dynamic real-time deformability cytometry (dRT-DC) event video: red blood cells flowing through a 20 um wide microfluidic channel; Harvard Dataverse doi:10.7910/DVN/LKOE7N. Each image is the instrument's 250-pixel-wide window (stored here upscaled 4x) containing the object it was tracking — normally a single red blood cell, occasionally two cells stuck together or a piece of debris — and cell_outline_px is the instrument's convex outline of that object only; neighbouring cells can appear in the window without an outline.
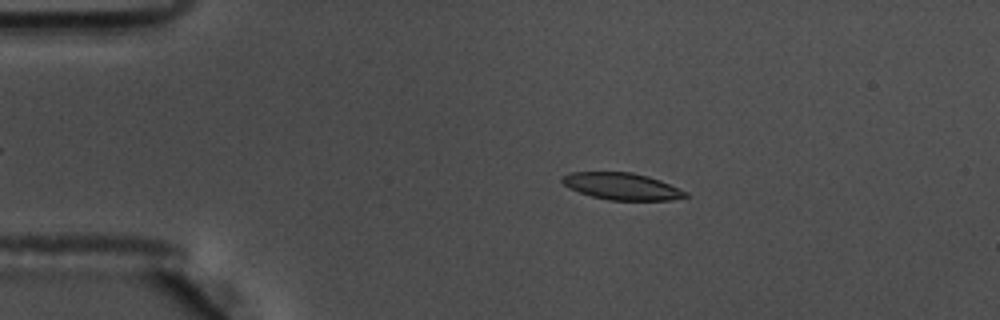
{"species": "common noctule bat (a hibernating species)", "species_latin": "Nyctalus noctula", "temperature_condition": "warm", "stored_images_in_passage": 48, "camera_frame_rate_fps": 3000, "um_per_image_px": 0.085, "animal": {"sex": "male", "body_mass_g": 17.5, "forearm_length_mm": 52.3}, "frame": {"image": 1, "passage_image": 11, "time_ms": 3.333, "image_size_px": [1000, 320], "cell_outline_px": [[688, 196], [672, 200], [608, 200], [592, 196], [580, 192], [564, 184], [560, 180], [560, 176], [572, 172], [632, 172], [648, 176], [660, 180], [688, 192]], "centroid_in_image_um": [52.87, 15.83], "position_along_channel_um": 32.1, "area_um2": 19.25}}
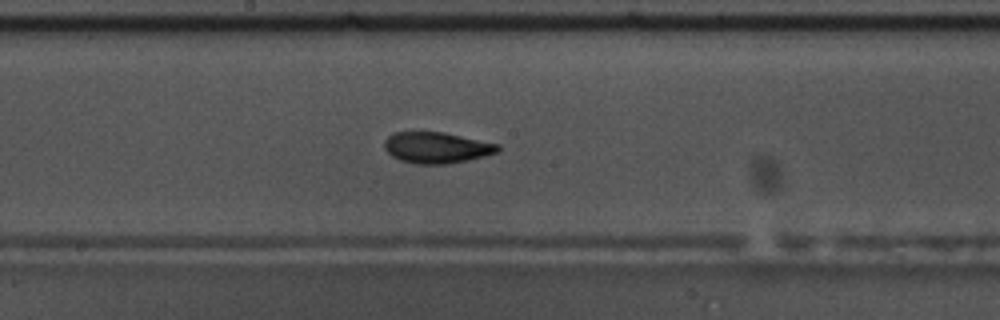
{"frame": {"image": 2, "passage_image": 30, "time_ms": 9.667, "image_size_px": [1000, 320], "cell_outline_px": [[500, 152], [468, 160], [448, 164], [416, 164], [400, 160], [392, 156], [384, 148], [384, 140], [392, 132], [444, 132], [500, 144]], "centroid_in_image_um": [37.13, 12.55], "position_along_channel_um": 211.1, "area_um2": 20.75}}
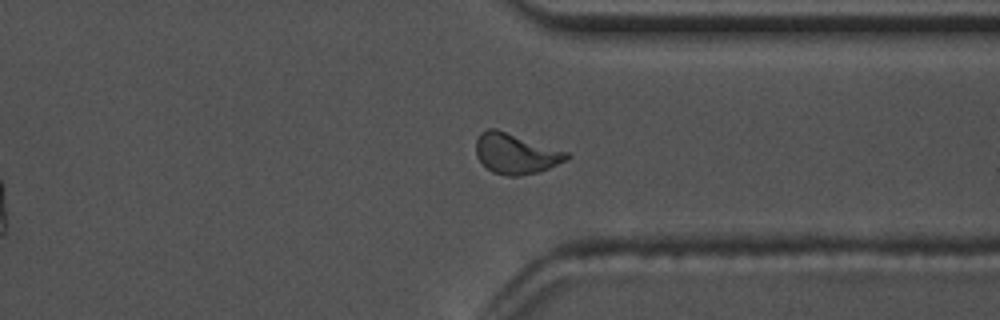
{"frame": {"image": 3, "passage_image": 43, "time_ms": 14.0, "image_size_px": [1000, 320], "cell_outline_px": [[572, 156], [568, 160], [540, 172], [520, 176], [508, 176], [492, 172], [476, 156], [476, 140], [480, 132], [488, 128], [496, 128], [568, 152]], "centroid_in_image_um": [43.86, 13.06], "position_along_channel_um": 367.5, "area_um2": 21.5}, "authors_computed_cell_mechanics": {"area_um2": 20.23, "velocity_mm_per_s": 3.6141, "shape_relaxation_time_tau1_ms": 4.1569, "shape_relaxation_time_tau2_ms": 1.7371, "deformation_change_tau1": 0.1384, "deformation_change_tau2": 0.0788}}